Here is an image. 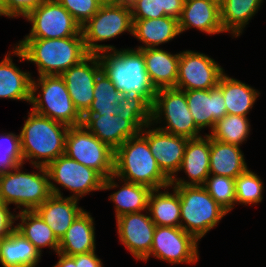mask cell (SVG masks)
Segmentation results:
<instances>
[{
    "instance_id": "1",
    "label": "cell",
    "mask_w": 266,
    "mask_h": 267,
    "mask_svg": "<svg viewBox=\"0 0 266 267\" xmlns=\"http://www.w3.org/2000/svg\"><path fill=\"white\" fill-rule=\"evenodd\" d=\"M82 119L90 132L116 150L151 124V105L140 95H124L113 109L84 114Z\"/></svg>"
},
{
    "instance_id": "2",
    "label": "cell",
    "mask_w": 266,
    "mask_h": 267,
    "mask_svg": "<svg viewBox=\"0 0 266 267\" xmlns=\"http://www.w3.org/2000/svg\"><path fill=\"white\" fill-rule=\"evenodd\" d=\"M119 178L135 184L161 189L170 187V179L160 170L148 141L139 133L115 150L114 174L104 179L103 190L116 188Z\"/></svg>"
},
{
    "instance_id": "3",
    "label": "cell",
    "mask_w": 266,
    "mask_h": 267,
    "mask_svg": "<svg viewBox=\"0 0 266 267\" xmlns=\"http://www.w3.org/2000/svg\"><path fill=\"white\" fill-rule=\"evenodd\" d=\"M12 53L20 58V62H33L38 68L39 76H60L89 55L83 36L55 39L24 38L19 41Z\"/></svg>"
},
{
    "instance_id": "4",
    "label": "cell",
    "mask_w": 266,
    "mask_h": 267,
    "mask_svg": "<svg viewBox=\"0 0 266 267\" xmlns=\"http://www.w3.org/2000/svg\"><path fill=\"white\" fill-rule=\"evenodd\" d=\"M98 58L101 70L119 92L125 96L140 95L152 106L156 89L149 80L140 50H109L99 53Z\"/></svg>"
},
{
    "instance_id": "5",
    "label": "cell",
    "mask_w": 266,
    "mask_h": 267,
    "mask_svg": "<svg viewBox=\"0 0 266 267\" xmlns=\"http://www.w3.org/2000/svg\"><path fill=\"white\" fill-rule=\"evenodd\" d=\"M28 115L19 134L24 163L30 160L29 163L34 166L47 167L65 154V138L69 126L33 110Z\"/></svg>"
},
{
    "instance_id": "6",
    "label": "cell",
    "mask_w": 266,
    "mask_h": 267,
    "mask_svg": "<svg viewBox=\"0 0 266 267\" xmlns=\"http://www.w3.org/2000/svg\"><path fill=\"white\" fill-rule=\"evenodd\" d=\"M23 164L0 174V202L15 204L22 210H35L51 195L46 167L34 166L38 173L21 172ZM21 206V207H20Z\"/></svg>"
},
{
    "instance_id": "7",
    "label": "cell",
    "mask_w": 266,
    "mask_h": 267,
    "mask_svg": "<svg viewBox=\"0 0 266 267\" xmlns=\"http://www.w3.org/2000/svg\"><path fill=\"white\" fill-rule=\"evenodd\" d=\"M38 89L41 94L37 95ZM30 103L34 112L69 127L83 124L61 76L42 75L37 81L32 78Z\"/></svg>"
},
{
    "instance_id": "8",
    "label": "cell",
    "mask_w": 266,
    "mask_h": 267,
    "mask_svg": "<svg viewBox=\"0 0 266 267\" xmlns=\"http://www.w3.org/2000/svg\"><path fill=\"white\" fill-rule=\"evenodd\" d=\"M171 187L180 197V227L198 241L228 214L202 185Z\"/></svg>"
},
{
    "instance_id": "9",
    "label": "cell",
    "mask_w": 266,
    "mask_h": 267,
    "mask_svg": "<svg viewBox=\"0 0 266 267\" xmlns=\"http://www.w3.org/2000/svg\"><path fill=\"white\" fill-rule=\"evenodd\" d=\"M164 116V127L158 129L187 139L199 138L200 129L196 126L189 111L185 91L177 88L156 90L155 99L151 106V124L160 123Z\"/></svg>"
},
{
    "instance_id": "10",
    "label": "cell",
    "mask_w": 266,
    "mask_h": 267,
    "mask_svg": "<svg viewBox=\"0 0 266 267\" xmlns=\"http://www.w3.org/2000/svg\"><path fill=\"white\" fill-rule=\"evenodd\" d=\"M65 155L95 169L104 178L114 174L115 150L100 141L83 124L69 127L65 138Z\"/></svg>"
},
{
    "instance_id": "11",
    "label": "cell",
    "mask_w": 266,
    "mask_h": 267,
    "mask_svg": "<svg viewBox=\"0 0 266 267\" xmlns=\"http://www.w3.org/2000/svg\"><path fill=\"white\" fill-rule=\"evenodd\" d=\"M132 14L117 5L101 6L99 10L81 27L85 48L89 54H99L115 50L114 46L98 44L116 36L132 34Z\"/></svg>"
},
{
    "instance_id": "12",
    "label": "cell",
    "mask_w": 266,
    "mask_h": 267,
    "mask_svg": "<svg viewBox=\"0 0 266 267\" xmlns=\"http://www.w3.org/2000/svg\"><path fill=\"white\" fill-rule=\"evenodd\" d=\"M46 169L52 195L63 197L60 188L53 182L73 192L70 197L78 200L91 191L103 190L105 178L98 171L70 159L65 154L52 161Z\"/></svg>"
},
{
    "instance_id": "13",
    "label": "cell",
    "mask_w": 266,
    "mask_h": 267,
    "mask_svg": "<svg viewBox=\"0 0 266 267\" xmlns=\"http://www.w3.org/2000/svg\"><path fill=\"white\" fill-rule=\"evenodd\" d=\"M25 19L32 23L31 31L25 38L55 39L83 36L81 26L57 0H44Z\"/></svg>"
},
{
    "instance_id": "14",
    "label": "cell",
    "mask_w": 266,
    "mask_h": 267,
    "mask_svg": "<svg viewBox=\"0 0 266 267\" xmlns=\"http://www.w3.org/2000/svg\"><path fill=\"white\" fill-rule=\"evenodd\" d=\"M198 254V240L193 235L181 227L156 226L150 253L143 261L152 255L170 264H193Z\"/></svg>"
},
{
    "instance_id": "15",
    "label": "cell",
    "mask_w": 266,
    "mask_h": 267,
    "mask_svg": "<svg viewBox=\"0 0 266 267\" xmlns=\"http://www.w3.org/2000/svg\"><path fill=\"white\" fill-rule=\"evenodd\" d=\"M223 70L214 59L203 53L191 50L180 52L175 88L180 90L214 88L218 85Z\"/></svg>"
},
{
    "instance_id": "16",
    "label": "cell",
    "mask_w": 266,
    "mask_h": 267,
    "mask_svg": "<svg viewBox=\"0 0 266 267\" xmlns=\"http://www.w3.org/2000/svg\"><path fill=\"white\" fill-rule=\"evenodd\" d=\"M100 71L98 54H89L80 63L70 67L60 75L64 79L71 100L81 116L88 111L94 100V83Z\"/></svg>"
},
{
    "instance_id": "17",
    "label": "cell",
    "mask_w": 266,
    "mask_h": 267,
    "mask_svg": "<svg viewBox=\"0 0 266 267\" xmlns=\"http://www.w3.org/2000/svg\"><path fill=\"white\" fill-rule=\"evenodd\" d=\"M151 125L145 126L140 134L148 141L160 170L171 180L179 172L188 139L166 133L156 127L150 129Z\"/></svg>"
},
{
    "instance_id": "18",
    "label": "cell",
    "mask_w": 266,
    "mask_h": 267,
    "mask_svg": "<svg viewBox=\"0 0 266 267\" xmlns=\"http://www.w3.org/2000/svg\"><path fill=\"white\" fill-rule=\"evenodd\" d=\"M119 241L135 259L143 260L151 250L156 225L141 212L127 213L116 218Z\"/></svg>"
},
{
    "instance_id": "19",
    "label": "cell",
    "mask_w": 266,
    "mask_h": 267,
    "mask_svg": "<svg viewBox=\"0 0 266 267\" xmlns=\"http://www.w3.org/2000/svg\"><path fill=\"white\" fill-rule=\"evenodd\" d=\"M183 91L189 111L200 130L209 126L212 131L216 122L227 115L222 91L218 86L211 89Z\"/></svg>"
},
{
    "instance_id": "20",
    "label": "cell",
    "mask_w": 266,
    "mask_h": 267,
    "mask_svg": "<svg viewBox=\"0 0 266 267\" xmlns=\"http://www.w3.org/2000/svg\"><path fill=\"white\" fill-rule=\"evenodd\" d=\"M184 170L189 181L176 178L170 180V186L203 185L210 175V136L205 135L188 139L179 171ZM191 180V181H190Z\"/></svg>"
},
{
    "instance_id": "21",
    "label": "cell",
    "mask_w": 266,
    "mask_h": 267,
    "mask_svg": "<svg viewBox=\"0 0 266 267\" xmlns=\"http://www.w3.org/2000/svg\"><path fill=\"white\" fill-rule=\"evenodd\" d=\"M178 22L180 33L192 27L210 35L224 32L220 8L209 0H184Z\"/></svg>"
},
{
    "instance_id": "22",
    "label": "cell",
    "mask_w": 266,
    "mask_h": 267,
    "mask_svg": "<svg viewBox=\"0 0 266 267\" xmlns=\"http://www.w3.org/2000/svg\"><path fill=\"white\" fill-rule=\"evenodd\" d=\"M78 199L51 195L35 211L60 240L73 221L84 211L78 207Z\"/></svg>"
},
{
    "instance_id": "23",
    "label": "cell",
    "mask_w": 266,
    "mask_h": 267,
    "mask_svg": "<svg viewBox=\"0 0 266 267\" xmlns=\"http://www.w3.org/2000/svg\"><path fill=\"white\" fill-rule=\"evenodd\" d=\"M143 53L146 72L156 90L175 88L178 76L180 53L171 54L158 48L140 50Z\"/></svg>"
},
{
    "instance_id": "24",
    "label": "cell",
    "mask_w": 266,
    "mask_h": 267,
    "mask_svg": "<svg viewBox=\"0 0 266 267\" xmlns=\"http://www.w3.org/2000/svg\"><path fill=\"white\" fill-rule=\"evenodd\" d=\"M132 21V35L144 44L138 46V50L157 48L159 44L167 43L181 34L178 19L169 16L154 19H132Z\"/></svg>"
},
{
    "instance_id": "25",
    "label": "cell",
    "mask_w": 266,
    "mask_h": 267,
    "mask_svg": "<svg viewBox=\"0 0 266 267\" xmlns=\"http://www.w3.org/2000/svg\"><path fill=\"white\" fill-rule=\"evenodd\" d=\"M94 225L92 216L84 210L59 240L58 252L73 256L95 251Z\"/></svg>"
},
{
    "instance_id": "26",
    "label": "cell",
    "mask_w": 266,
    "mask_h": 267,
    "mask_svg": "<svg viewBox=\"0 0 266 267\" xmlns=\"http://www.w3.org/2000/svg\"><path fill=\"white\" fill-rule=\"evenodd\" d=\"M247 168L244 154L239 146L210 137V174L235 179Z\"/></svg>"
},
{
    "instance_id": "27",
    "label": "cell",
    "mask_w": 266,
    "mask_h": 267,
    "mask_svg": "<svg viewBox=\"0 0 266 267\" xmlns=\"http://www.w3.org/2000/svg\"><path fill=\"white\" fill-rule=\"evenodd\" d=\"M10 53L0 62V99L23 100L30 103L32 76L12 62Z\"/></svg>"
},
{
    "instance_id": "28",
    "label": "cell",
    "mask_w": 266,
    "mask_h": 267,
    "mask_svg": "<svg viewBox=\"0 0 266 267\" xmlns=\"http://www.w3.org/2000/svg\"><path fill=\"white\" fill-rule=\"evenodd\" d=\"M18 219L21 223L15 226V230L28 239L40 254L42 248L47 246L58 252L59 239L35 210H21L16 215Z\"/></svg>"
},
{
    "instance_id": "29",
    "label": "cell",
    "mask_w": 266,
    "mask_h": 267,
    "mask_svg": "<svg viewBox=\"0 0 266 267\" xmlns=\"http://www.w3.org/2000/svg\"><path fill=\"white\" fill-rule=\"evenodd\" d=\"M225 101L227 114L247 117L256 102L259 92L248 84L223 73L217 85Z\"/></svg>"
},
{
    "instance_id": "30",
    "label": "cell",
    "mask_w": 266,
    "mask_h": 267,
    "mask_svg": "<svg viewBox=\"0 0 266 267\" xmlns=\"http://www.w3.org/2000/svg\"><path fill=\"white\" fill-rule=\"evenodd\" d=\"M40 257L35 246L16 230L3 239L0 260L3 267H35Z\"/></svg>"
},
{
    "instance_id": "31",
    "label": "cell",
    "mask_w": 266,
    "mask_h": 267,
    "mask_svg": "<svg viewBox=\"0 0 266 267\" xmlns=\"http://www.w3.org/2000/svg\"><path fill=\"white\" fill-rule=\"evenodd\" d=\"M173 191L153 189L149 194L147 210L156 226L180 227V197L174 187Z\"/></svg>"
},
{
    "instance_id": "32",
    "label": "cell",
    "mask_w": 266,
    "mask_h": 267,
    "mask_svg": "<svg viewBox=\"0 0 266 267\" xmlns=\"http://www.w3.org/2000/svg\"><path fill=\"white\" fill-rule=\"evenodd\" d=\"M263 0H226L220 8L224 32L240 36L248 21L257 13Z\"/></svg>"
},
{
    "instance_id": "33",
    "label": "cell",
    "mask_w": 266,
    "mask_h": 267,
    "mask_svg": "<svg viewBox=\"0 0 266 267\" xmlns=\"http://www.w3.org/2000/svg\"><path fill=\"white\" fill-rule=\"evenodd\" d=\"M122 181H124L122 188L109 197L115 204L116 218L127 213L147 211L148 198L152 189L133 182Z\"/></svg>"
},
{
    "instance_id": "34",
    "label": "cell",
    "mask_w": 266,
    "mask_h": 267,
    "mask_svg": "<svg viewBox=\"0 0 266 267\" xmlns=\"http://www.w3.org/2000/svg\"><path fill=\"white\" fill-rule=\"evenodd\" d=\"M250 126L247 117L227 114L216 122L214 129L208 135L214 140L240 147L247 140Z\"/></svg>"
},
{
    "instance_id": "35",
    "label": "cell",
    "mask_w": 266,
    "mask_h": 267,
    "mask_svg": "<svg viewBox=\"0 0 266 267\" xmlns=\"http://www.w3.org/2000/svg\"><path fill=\"white\" fill-rule=\"evenodd\" d=\"M124 94L119 92L110 79L101 70L94 83L93 97L90 108L85 114H94L96 111H108L123 98Z\"/></svg>"
},
{
    "instance_id": "36",
    "label": "cell",
    "mask_w": 266,
    "mask_h": 267,
    "mask_svg": "<svg viewBox=\"0 0 266 267\" xmlns=\"http://www.w3.org/2000/svg\"><path fill=\"white\" fill-rule=\"evenodd\" d=\"M202 186L227 212L233 209L236 204L235 179L210 174Z\"/></svg>"
},
{
    "instance_id": "37",
    "label": "cell",
    "mask_w": 266,
    "mask_h": 267,
    "mask_svg": "<svg viewBox=\"0 0 266 267\" xmlns=\"http://www.w3.org/2000/svg\"><path fill=\"white\" fill-rule=\"evenodd\" d=\"M263 188L260 177L247 168L235 178L236 204L250 206L261 202Z\"/></svg>"
},
{
    "instance_id": "38",
    "label": "cell",
    "mask_w": 266,
    "mask_h": 267,
    "mask_svg": "<svg viewBox=\"0 0 266 267\" xmlns=\"http://www.w3.org/2000/svg\"><path fill=\"white\" fill-rule=\"evenodd\" d=\"M24 164L20 135L4 133L0 135V174Z\"/></svg>"
},
{
    "instance_id": "39",
    "label": "cell",
    "mask_w": 266,
    "mask_h": 267,
    "mask_svg": "<svg viewBox=\"0 0 266 267\" xmlns=\"http://www.w3.org/2000/svg\"><path fill=\"white\" fill-rule=\"evenodd\" d=\"M82 27L101 7L97 0H57Z\"/></svg>"
},
{
    "instance_id": "40",
    "label": "cell",
    "mask_w": 266,
    "mask_h": 267,
    "mask_svg": "<svg viewBox=\"0 0 266 267\" xmlns=\"http://www.w3.org/2000/svg\"><path fill=\"white\" fill-rule=\"evenodd\" d=\"M44 0H3V16L24 18Z\"/></svg>"
},
{
    "instance_id": "41",
    "label": "cell",
    "mask_w": 266,
    "mask_h": 267,
    "mask_svg": "<svg viewBox=\"0 0 266 267\" xmlns=\"http://www.w3.org/2000/svg\"><path fill=\"white\" fill-rule=\"evenodd\" d=\"M132 19H154L164 17V11H160L159 0H138L133 10Z\"/></svg>"
},
{
    "instance_id": "42",
    "label": "cell",
    "mask_w": 266,
    "mask_h": 267,
    "mask_svg": "<svg viewBox=\"0 0 266 267\" xmlns=\"http://www.w3.org/2000/svg\"><path fill=\"white\" fill-rule=\"evenodd\" d=\"M9 205L0 202V238L8 237L14 230L13 224L16 221V215L10 212Z\"/></svg>"
},
{
    "instance_id": "43",
    "label": "cell",
    "mask_w": 266,
    "mask_h": 267,
    "mask_svg": "<svg viewBox=\"0 0 266 267\" xmlns=\"http://www.w3.org/2000/svg\"><path fill=\"white\" fill-rule=\"evenodd\" d=\"M160 11H164L165 16L175 19L180 18L184 5V0H159Z\"/></svg>"
},
{
    "instance_id": "44",
    "label": "cell",
    "mask_w": 266,
    "mask_h": 267,
    "mask_svg": "<svg viewBox=\"0 0 266 267\" xmlns=\"http://www.w3.org/2000/svg\"><path fill=\"white\" fill-rule=\"evenodd\" d=\"M75 264H78V267H103L101 259L97 257L95 251L76 254Z\"/></svg>"
},
{
    "instance_id": "45",
    "label": "cell",
    "mask_w": 266,
    "mask_h": 267,
    "mask_svg": "<svg viewBox=\"0 0 266 267\" xmlns=\"http://www.w3.org/2000/svg\"><path fill=\"white\" fill-rule=\"evenodd\" d=\"M57 255L59 260L53 267H78V264H75V255L68 256L60 252H57Z\"/></svg>"
},
{
    "instance_id": "46",
    "label": "cell",
    "mask_w": 266,
    "mask_h": 267,
    "mask_svg": "<svg viewBox=\"0 0 266 267\" xmlns=\"http://www.w3.org/2000/svg\"><path fill=\"white\" fill-rule=\"evenodd\" d=\"M137 1L138 0H119L117 6L132 13L137 5Z\"/></svg>"
},
{
    "instance_id": "47",
    "label": "cell",
    "mask_w": 266,
    "mask_h": 267,
    "mask_svg": "<svg viewBox=\"0 0 266 267\" xmlns=\"http://www.w3.org/2000/svg\"><path fill=\"white\" fill-rule=\"evenodd\" d=\"M101 6L117 5L119 0H97Z\"/></svg>"
},
{
    "instance_id": "48",
    "label": "cell",
    "mask_w": 266,
    "mask_h": 267,
    "mask_svg": "<svg viewBox=\"0 0 266 267\" xmlns=\"http://www.w3.org/2000/svg\"><path fill=\"white\" fill-rule=\"evenodd\" d=\"M209 1L218 6L219 8H221L226 2V0H209Z\"/></svg>"
},
{
    "instance_id": "49",
    "label": "cell",
    "mask_w": 266,
    "mask_h": 267,
    "mask_svg": "<svg viewBox=\"0 0 266 267\" xmlns=\"http://www.w3.org/2000/svg\"><path fill=\"white\" fill-rule=\"evenodd\" d=\"M3 15V0H0V16Z\"/></svg>"
},
{
    "instance_id": "50",
    "label": "cell",
    "mask_w": 266,
    "mask_h": 267,
    "mask_svg": "<svg viewBox=\"0 0 266 267\" xmlns=\"http://www.w3.org/2000/svg\"><path fill=\"white\" fill-rule=\"evenodd\" d=\"M2 242H3V238H0V260H1V245H2Z\"/></svg>"
}]
</instances>
